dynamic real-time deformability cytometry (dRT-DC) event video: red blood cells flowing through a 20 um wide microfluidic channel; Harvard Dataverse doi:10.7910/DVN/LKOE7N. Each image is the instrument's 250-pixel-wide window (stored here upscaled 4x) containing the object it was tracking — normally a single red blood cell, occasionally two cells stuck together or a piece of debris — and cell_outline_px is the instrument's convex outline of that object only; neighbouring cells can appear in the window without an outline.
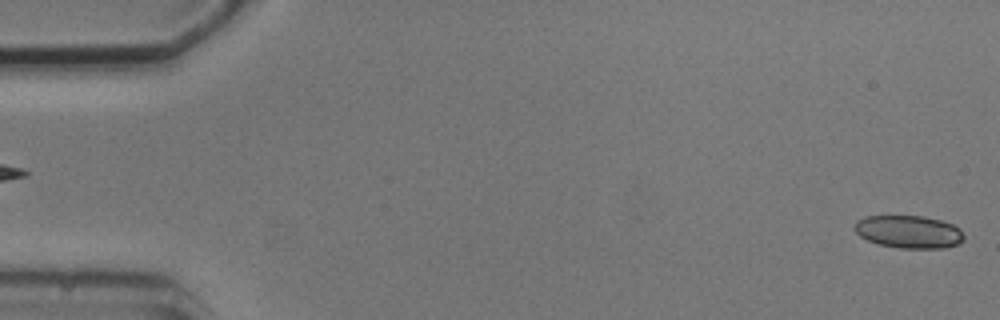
{"species": "common noctule bat (a hibernating species)", "species_latin": "Nyctalus noctula", "temperature_condition": "cold", "stored_images_in_passage": 4, "segment_of_instrument_passage": [2, 2], "camera_frame_rate_fps": 3000, "um_per_image_px": 0.085, "animal": {"sex": "male", "body_mass_g": 20.5, "forearm_length_mm": 52.5}, "frame": {"image": 1, "passage_image": 4, "time_ms": 3.333, "image_size_px": [1000, 320], "cell_outline_px": [[964, 240], [956, 244], [944, 248], [900, 248], [880, 244], [868, 240], [860, 236], [852, 228], [856, 220], [864, 216], [924, 216], [940, 220], [952, 224], [960, 228], [964, 236]], "centroid_in_image_um": [77.23, 19.69], "position_along_channel_um": 7.8, "area_um2": 20.92}}